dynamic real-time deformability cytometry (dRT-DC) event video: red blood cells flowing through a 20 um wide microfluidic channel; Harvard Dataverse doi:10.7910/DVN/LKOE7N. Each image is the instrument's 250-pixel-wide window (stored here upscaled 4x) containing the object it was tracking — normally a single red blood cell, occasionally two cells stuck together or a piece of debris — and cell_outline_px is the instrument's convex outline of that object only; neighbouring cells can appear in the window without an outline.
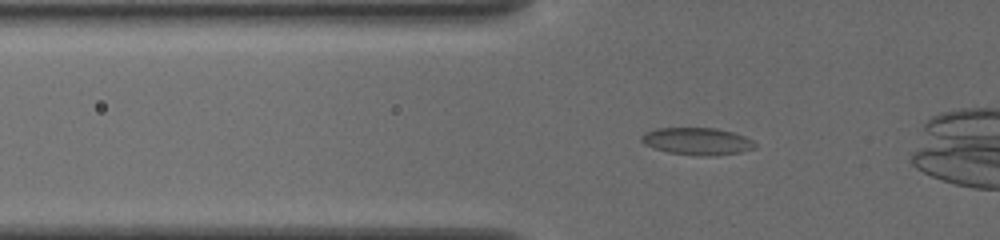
{"species": "common noctule bat (a hibernating species)", "species_latin": "Nyctalus noctula", "temperature_condition": "cold", "stored_images_in_passage": 38, "camera_frame_rate_fps": 3000, "um_per_image_px": 0.085, "animal": {"sex": "female", "body_mass_g": 19.5, "forearm_length_mm": 54.1}, "frame": {"image": 1, "passage_image": 9, "time_ms": 2.667, "image_size_px": [1000, 240], "cell_outline_px": [[756, 148], [740, 152], [712, 156], [668, 152], [644, 144], [640, 140], [640, 136], [656, 128], [716, 128], [732, 132], [744, 136], [752, 140], [756, 144]], "centroid_in_image_um": [59.28, 12.0], "position_along_channel_um": 66.5, "area_um2": 17.74}}
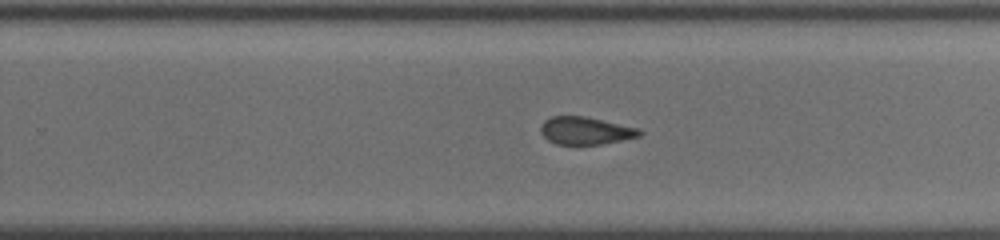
{"frame": {"image": 2, "passage_image": 26, "time_ms": 8.333, "image_size_px": [1000, 240], "cell_outline_px": [[644, 132], [640, 136], [600, 144], [556, 144], [548, 140], [544, 136], [540, 128], [544, 120], [552, 116], [584, 116], [640, 128]], "centroid_in_image_um": [49.79, 11.1], "position_along_channel_um": 280.0, "area_um2": 15.78}}
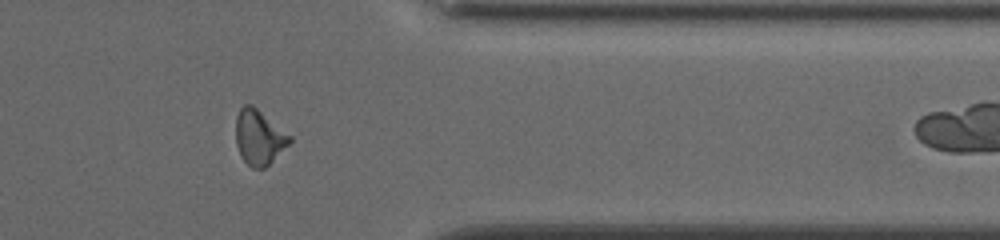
{"frame": {"image": 3, "passage_image": 35, "time_ms": 11.333, "image_size_px": [1000, 240], "cell_outline_px": [[292, 140], [264, 168], [252, 168], [240, 156], [236, 144], [236, 116], [240, 108], [244, 104], [252, 104], [292, 136]], "centroid_in_image_um": [22.0, 11.64], "position_along_channel_um": 389.4, "area_um2": 17.11}}